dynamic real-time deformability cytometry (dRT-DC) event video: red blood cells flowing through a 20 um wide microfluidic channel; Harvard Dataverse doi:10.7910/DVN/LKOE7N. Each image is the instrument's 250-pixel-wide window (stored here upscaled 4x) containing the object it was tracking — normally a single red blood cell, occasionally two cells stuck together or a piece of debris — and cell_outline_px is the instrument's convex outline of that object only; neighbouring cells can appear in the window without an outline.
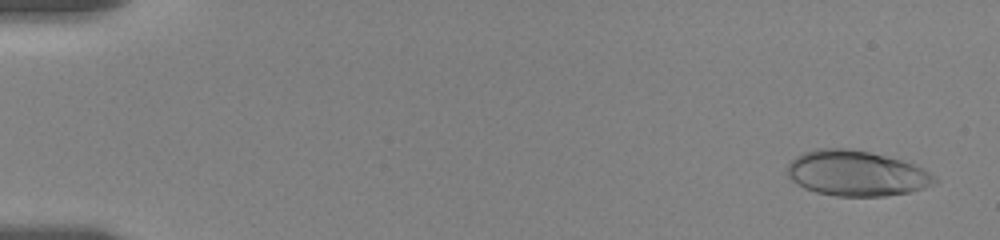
{"species": "human", "species_latin": "Homo sapiens", "temperature_condition": "room temperature", "stored_images_in_passage": 84, "camera_frame_rate_fps": 3000, "um_per_image_px": 0.085, "donor": {"sex": "female"}, "frame": {"image": 1, "passage_image": 3, "time_ms": 0.667, "image_size_px": [1000, 240], "cell_outline_px": [[940, 180], [924, 188], [908, 192], [884, 196], [836, 196], [816, 192], [804, 188], [792, 180], [784, 172], [788, 164], [796, 156], [804, 152], [816, 148], [848, 148], [868, 152], [900, 160], [924, 168], [936, 176]], "centroid_in_image_um": [72.77, 14.73], "position_along_channel_um": 12.2, "area_um2": 39.02}}
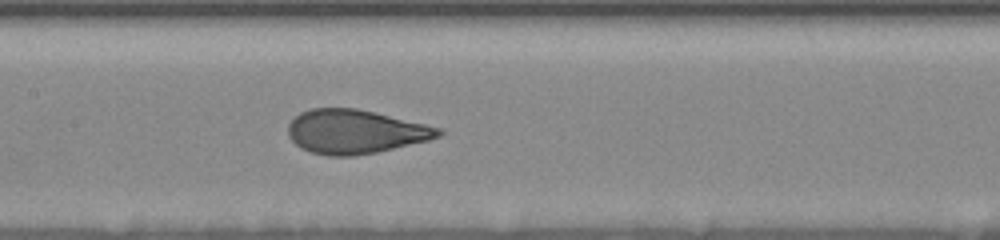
{"frame": {"image": 2, "passage_image": 43, "time_ms": 9.333, "image_size_px": [1000, 240], "cell_outline_px": [[444, 132], [440, 136], [428, 140], [376, 152], [356, 156], [328, 156], [312, 152], [300, 148], [288, 136], [288, 124], [300, 112], [312, 108], [356, 108], [424, 124], [440, 128]], "centroid_in_image_um": [30.15, 11.2], "position_along_channel_um": 177.2, "area_um2": 38.21}}
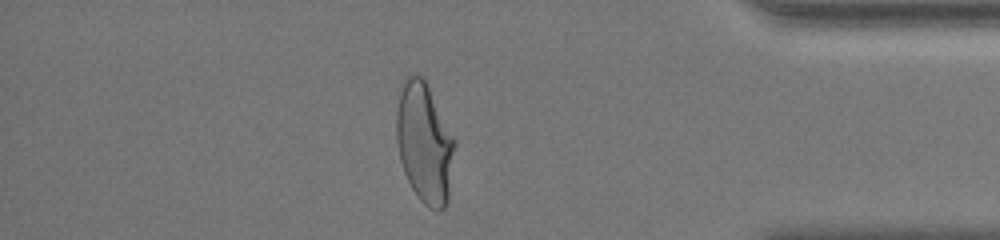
{"frame": {"image": 3, "passage_image": 75, "time_ms": 16.333, "image_size_px": [1000, 240], "cell_outline_px": [[456, 144], [448, 200], [444, 208], [440, 212], [428, 208], [420, 200], [412, 188], [404, 172], [400, 160], [396, 140], [396, 112], [400, 92], [404, 76], [424, 76], [456, 140]], "centroid_in_image_um": [36.09, 12.15], "position_along_channel_um": 399.1, "area_um2": 41.33}, "authors_computed_cell_mechanics": {"area_um2": 39.015, "velocity_mm_per_s": 3.5442, "shape_relaxation_time_tau1_ms": 4.9299, "shape_relaxation_time_tau2_ms": null, "deformation_change_tau1": 0.2098, "deformation_change_tau2": null}}